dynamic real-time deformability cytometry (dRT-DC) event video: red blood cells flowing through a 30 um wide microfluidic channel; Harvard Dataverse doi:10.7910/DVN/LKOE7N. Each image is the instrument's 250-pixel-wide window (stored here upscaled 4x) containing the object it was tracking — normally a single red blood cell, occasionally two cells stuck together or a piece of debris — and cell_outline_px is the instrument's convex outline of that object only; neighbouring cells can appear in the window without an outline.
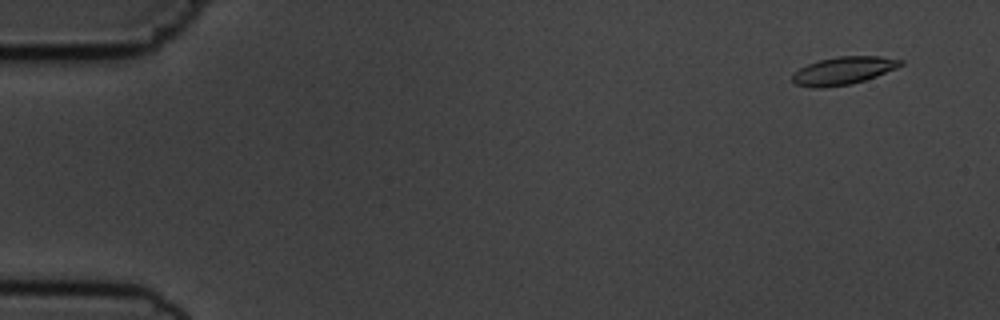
{"species": "common noctule bat (a hibernating species)", "species_latin": "Nyctalus noctula", "temperature_condition": "cold", "stored_images_in_passage": 4, "camera_frame_rate_fps": 3000, "um_per_image_px": 0.085, "animal": {"sex": "male", "body_mass_g": 19.5, "forearm_length_mm": 54.6}, "frame": {"image": 1, "passage_image": 1, "time_ms": 0.0, "image_size_px": [1000, 320], "cell_outline_px": [[904, 64], [896, 68], [876, 76], [852, 84], [820, 88], [812, 88], [796, 84], [792, 80], [792, 76], [800, 68], [808, 64], [820, 60], [836, 56], [880, 56], [904, 60]], "centroid_in_image_um": [71.7, 6.0], "position_along_channel_um": 13.3, "area_um2": 17.46}}